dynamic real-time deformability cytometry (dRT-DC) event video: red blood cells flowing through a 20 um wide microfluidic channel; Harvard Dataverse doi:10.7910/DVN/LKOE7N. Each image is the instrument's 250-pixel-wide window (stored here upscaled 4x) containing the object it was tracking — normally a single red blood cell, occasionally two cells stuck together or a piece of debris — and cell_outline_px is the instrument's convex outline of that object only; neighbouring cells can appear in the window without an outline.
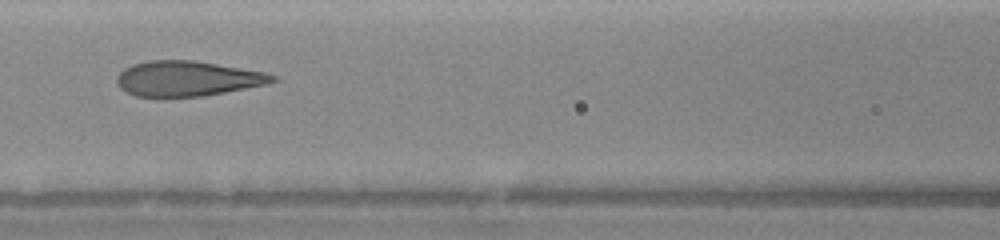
{"species": "human", "species_latin": "Homo sapiens", "temperature_condition": "warm", "stored_images_in_passage": 28, "camera_frame_rate_fps": 3000, "um_per_image_px": 0.085, "donor": {"sex": "female"}, "frame": {"image": 1, "passage_image": 16, "time_ms": 6.667, "image_size_px": [1000, 240], "cell_outline_px": [[280, 80], [264, 84], [224, 92], [200, 96], [136, 96], [120, 88], [116, 80], [116, 76], [124, 68], [132, 64], [148, 60], [192, 60], [264, 72], [276, 76]], "centroid_in_image_um": [15.89, 6.66], "position_along_channel_um": 150.7, "area_um2": 31.44}}
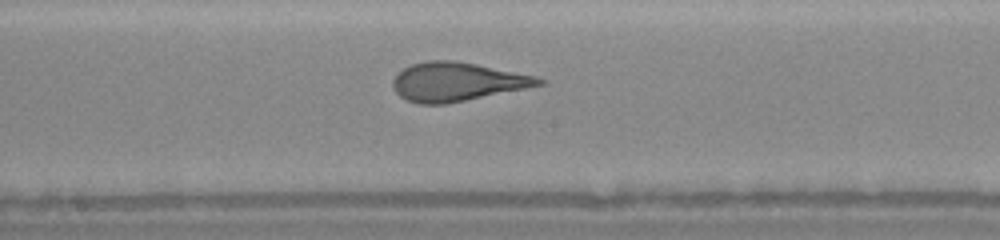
{"frame": {"image": 2, "passage_image": 20, "time_ms": 8.0, "image_size_px": [1000, 240], "cell_outline_px": [[544, 84], [444, 104], [420, 104], [408, 100], [400, 96], [396, 92], [392, 84], [392, 80], [404, 68], [412, 64], [428, 60], [452, 60], [476, 64], [536, 76], [544, 80]], "centroid_in_image_um": [38.81, 6.94], "position_along_channel_um": 209.4, "area_um2": 32.31}}